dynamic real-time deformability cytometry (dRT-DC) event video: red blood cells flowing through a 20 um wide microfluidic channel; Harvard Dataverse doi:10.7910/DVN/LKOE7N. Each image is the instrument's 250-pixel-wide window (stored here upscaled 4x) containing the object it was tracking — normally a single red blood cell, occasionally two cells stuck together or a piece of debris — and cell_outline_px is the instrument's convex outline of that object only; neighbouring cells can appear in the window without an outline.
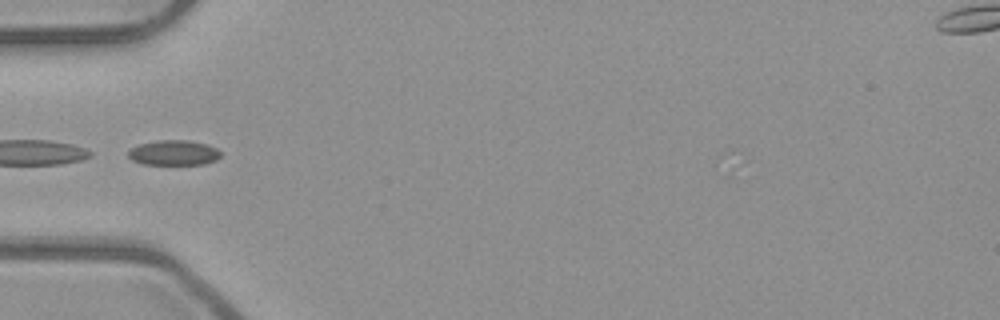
{"species": "common noctule bat (a hibernating species)", "species_latin": "Nyctalus noctula", "temperature_condition": "room temperature", "stored_images_in_passage": 6, "camera_frame_rate_fps": 3000, "um_per_image_px": 0.085, "animal": {"sex": "male", "body_mass_g": 23.1, "forearm_length_mm": 52.7}, "frame": {"image": 1, "passage_image": 6, "time_ms": 1.667, "image_size_px": [1000, 320], "cell_outline_px": [[220, 156], [216, 160], [204, 164], [144, 164], [132, 160], [128, 156], [128, 152], [132, 148], [140, 144], [156, 140], [188, 140], [208, 144], [216, 148], [220, 152]], "centroid_in_image_um": [14.78, 12.98], "position_along_channel_um": 70.2, "area_um2": 13.47}}